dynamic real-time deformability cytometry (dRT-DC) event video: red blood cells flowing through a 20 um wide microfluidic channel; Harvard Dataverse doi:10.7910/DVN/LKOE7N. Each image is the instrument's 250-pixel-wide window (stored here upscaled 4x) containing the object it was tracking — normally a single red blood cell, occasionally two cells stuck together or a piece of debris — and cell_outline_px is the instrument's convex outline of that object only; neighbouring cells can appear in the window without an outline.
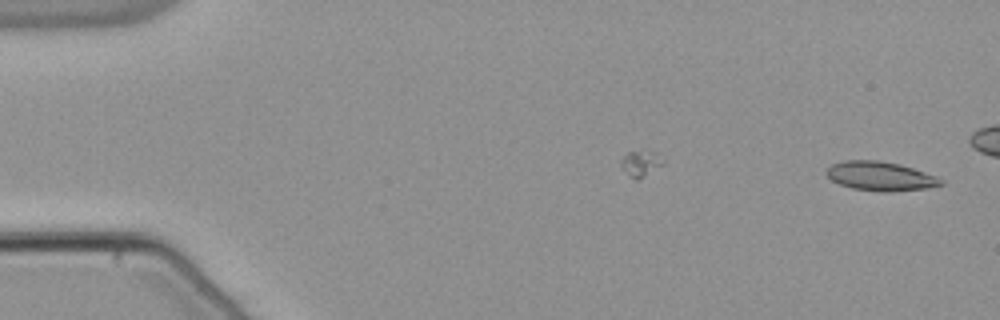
{"species": "common noctule bat (a hibernating species)", "species_latin": "Nyctalus noctula", "temperature_condition": "warm", "stored_images_in_passage": 46, "camera_frame_rate_fps": 3000, "um_per_image_px": 0.085, "animal": {"sex": "male", "body_mass_g": 21.5, "forearm_length_mm": 52.0}, "frame": {"image": 1, "passage_image": 1, "time_ms": 0.0, "image_size_px": [1000, 320], "cell_outline_px": [[944, 184], [924, 188], [892, 192], [880, 192], [852, 188], [840, 184], [832, 180], [828, 176], [828, 168], [832, 164], [844, 160], [880, 160], [900, 164], [936, 176], [944, 180]], "centroid_in_image_um": [74.85, 14.97], "position_along_channel_um": 10.2, "area_um2": 19.31}}
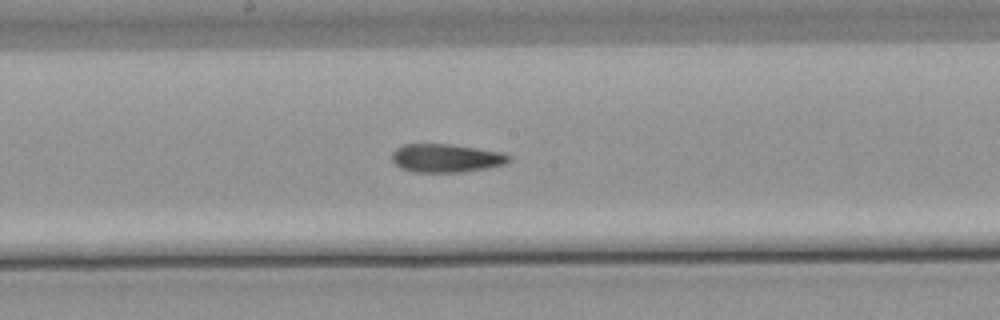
{"frame": {"image": 2, "passage_image": 28, "time_ms": 9.0, "image_size_px": [1000, 320], "cell_outline_px": [[512, 160], [504, 164], [488, 168], [460, 172], [412, 172], [400, 168], [392, 160], [392, 152], [396, 148], [404, 144], [448, 144], [476, 148], [500, 152], [512, 156]], "centroid_in_image_um": [37.91, 13.44], "position_along_channel_um": 210.3, "area_um2": 19.36}}
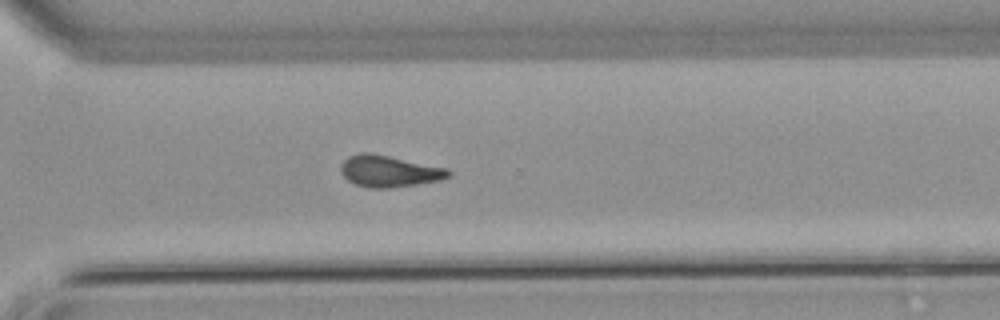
{"frame": {"image": 3, "passage_image": 38, "time_ms": 12.333, "image_size_px": [1000, 320], "cell_outline_px": [[452, 176], [440, 180], [416, 184], [388, 188], [372, 188], [356, 184], [348, 180], [340, 172], [340, 164], [348, 156], [360, 152], [368, 152], [448, 168], [452, 172]], "centroid_in_image_um": [33.07, 14.54], "position_along_channel_um": 337.5, "area_um2": 19.77}, "authors_computed_cell_mechanics": {"area_um2": 19.3341, "velocity_mm_per_s": 3.8174, "shape_relaxation_time_tau1_ms": null, "shape_relaxation_time_tau2_ms": 3.4584, "deformation_change_tau1": null, "deformation_change_tau2": 0.1124}}